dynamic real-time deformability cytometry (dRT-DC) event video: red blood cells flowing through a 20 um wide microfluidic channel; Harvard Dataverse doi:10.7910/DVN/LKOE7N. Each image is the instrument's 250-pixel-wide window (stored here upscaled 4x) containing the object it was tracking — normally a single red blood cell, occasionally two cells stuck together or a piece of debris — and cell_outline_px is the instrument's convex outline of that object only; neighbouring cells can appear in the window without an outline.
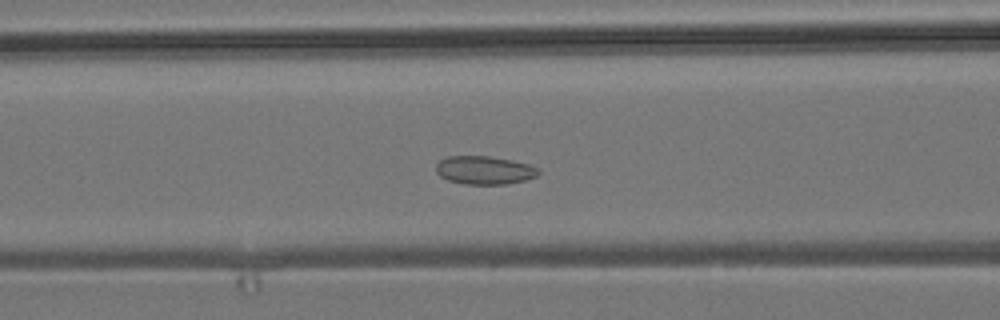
{"species": "common noctule bat (a hibernating species)", "species_latin": "Nyctalus noctula", "temperature_condition": "room temperature", "stored_images_in_passage": 44, "camera_frame_rate_fps": 3000, "um_per_image_px": 0.085, "animal": {"sex": "male", "body_mass_g": 19.2, "forearm_length_mm": 51.8}, "frame": {"image": 1, "passage_image": 11, "time_ms": 3.333, "image_size_px": [1000, 320], "cell_outline_px": [[540, 172], [536, 176], [524, 180], [508, 184], [464, 184], [448, 180], [440, 176], [436, 172], [436, 164], [440, 160], [448, 156], [488, 156], [512, 160], [528, 164], [540, 168]], "centroid_in_image_um": [41.18, 14.46], "position_along_channel_um": 125.4, "area_um2": 16.94}}
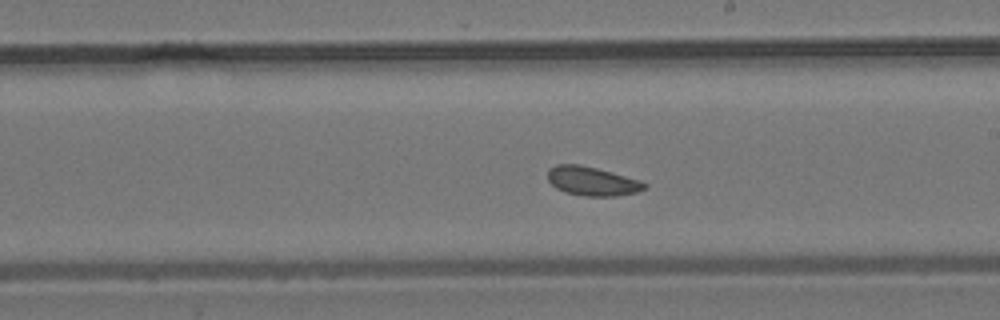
{"frame": {"image": 2, "passage_image": 20, "time_ms": 6.333, "image_size_px": [1000, 320], "cell_outline_px": [[648, 184], [644, 188], [636, 192], [616, 196], [584, 196], [564, 192], [556, 188], [548, 180], [548, 168], [556, 164], [580, 164], [612, 172], [640, 180]], "centroid_in_image_um": [50.3, 15.39], "position_along_channel_um": 238.7, "area_um2": 16.36}}
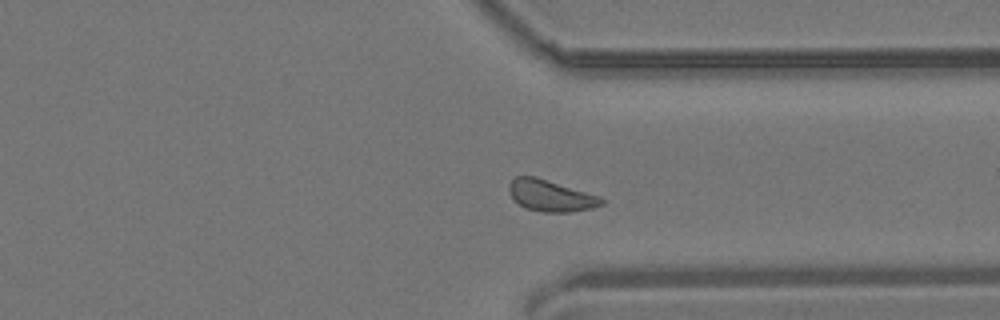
{"frame": {"image": 3, "passage_image": 30, "time_ms": 9.667, "image_size_px": [1000, 320], "cell_outline_px": [[604, 204], [592, 208], [572, 212], [544, 212], [524, 208], [508, 192], [508, 184], [516, 176], [536, 176], [600, 196], [604, 200]], "centroid_in_image_um": [46.81, 16.63], "position_along_channel_um": 364.6, "area_um2": 16.99}, "authors_computed_cell_mechanics": {"area_um2": 16.7909, "velocity_mm_per_s": 3.7792, "shape_relaxation_time_tau1_ms": null, "shape_relaxation_time_tau2_ms": 2.989, "deformation_change_tau1": null, "deformation_change_tau2": 0.0866}}